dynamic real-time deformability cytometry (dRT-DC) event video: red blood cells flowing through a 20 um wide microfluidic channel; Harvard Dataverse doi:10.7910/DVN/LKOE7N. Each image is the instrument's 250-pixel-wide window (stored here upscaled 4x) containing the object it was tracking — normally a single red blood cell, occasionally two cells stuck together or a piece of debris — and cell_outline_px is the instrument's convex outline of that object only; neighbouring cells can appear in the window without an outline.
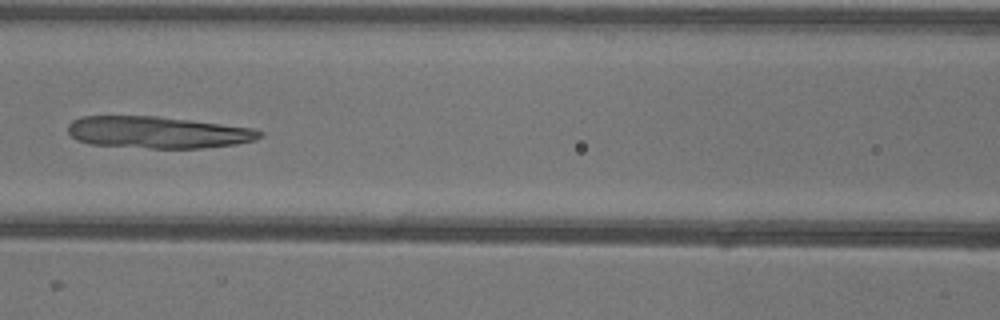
{"species": "common noctule bat (a hibernating species)", "species_latin": "Nyctalus noctula", "temperature_condition": "warm", "stored_images_in_passage": 37, "camera_frame_rate_fps": 3000, "um_per_image_px": 0.085, "animal": {"sex": "female"}, "frame": {"image": 1, "passage_image": 7, "time_ms": 2.0, "image_size_px": [1000, 320], "cell_outline_px": [[264, 136], [256, 140], [236, 144], [200, 148], [152, 148], [88, 144], [76, 140], [68, 132], [68, 124], [72, 120], [80, 116], [156, 116], [252, 128], [264, 132]], "centroid_in_image_um": [13.39, 11.25], "position_along_channel_um": 153.2, "area_um2": 35.55}}
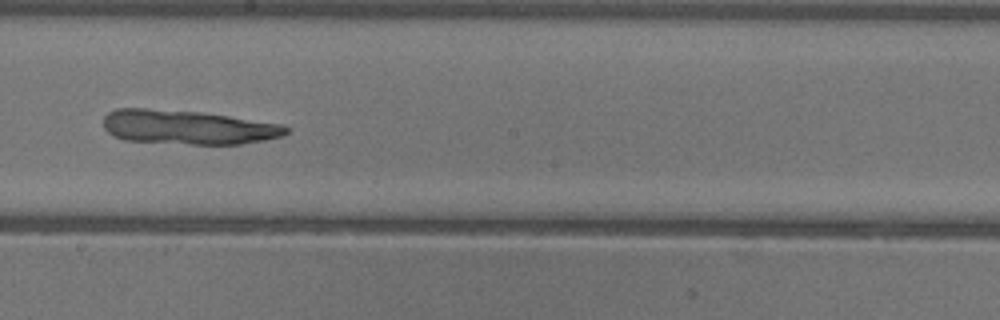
{"frame": {"image": 2, "passage_image": 13, "time_ms": 4.0, "image_size_px": [1000, 320], "cell_outline_px": [[292, 128], [288, 132], [280, 136], [264, 140], [240, 144], [192, 144], [124, 140], [112, 136], [104, 128], [104, 116], [108, 112], [116, 108], [144, 108], [200, 112], [284, 124]], "centroid_in_image_um": [15.95, 10.81], "position_along_channel_um": 232.2, "area_um2": 36.47}}
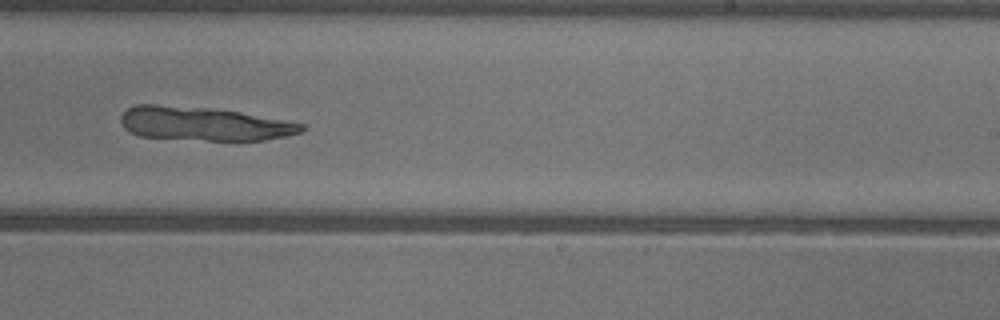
{"frame": {"image": 3, "passage_image": 16, "time_ms": 5.0, "image_size_px": [1000, 320], "cell_outline_px": [[304, 132], [288, 136], [264, 140], [208, 140], [140, 136], [124, 128], [120, 120], [120, 116], [128, 108], [136, 104], [156, 104], [208, 108], [240, 112], [304, 124]], "centroid_in_image_um": [17.33, 10.52], "position_along_channel_um": 271.7, "area_um2": 35.26}}